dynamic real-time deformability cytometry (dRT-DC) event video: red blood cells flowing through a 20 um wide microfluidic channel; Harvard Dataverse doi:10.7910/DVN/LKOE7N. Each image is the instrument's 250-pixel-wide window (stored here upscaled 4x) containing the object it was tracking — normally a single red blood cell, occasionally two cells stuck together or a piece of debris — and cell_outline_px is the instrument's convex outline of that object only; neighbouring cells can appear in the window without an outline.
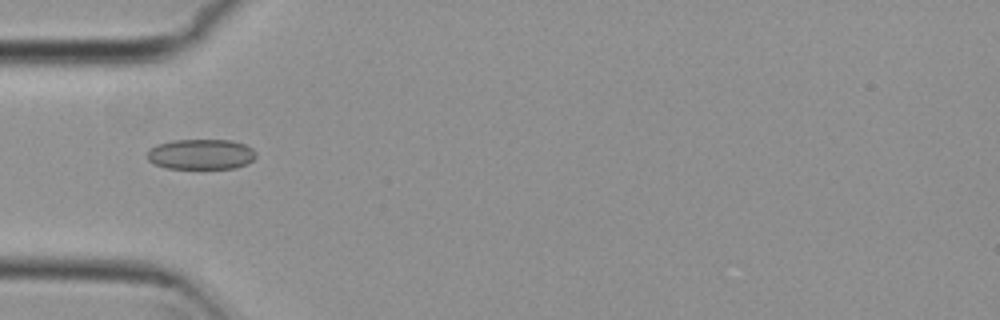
{"species": "common noctule bat (a hibernating species)", "species_latin": "Nyctalus noctula", "temperature_condition": "cold", "stored_images_in_passage": 4, "camera_frame_rate_fps": 3000, "um_per_image_px": 0.085, "animal": {"sex": "female", "body_mass_g": 29.2, "forearm_length_mm": 56.3}, "frame": {"image": 1, "passage_image": 3, "time_ms": 0.667, "image_size_px": [1000, 320], "cell_outline_px": [[256, 156], [248, 164], [236, 168], [164, 168], [148, 160], [148, 148], [156, 144], [172, 140], [232, 140], [244, 144], [252, 148], [256, 152]], "centroid_in_image_um": [17.09, 13.1], "position_along_channel_um": 67.9, "area_um2": 19.36}}
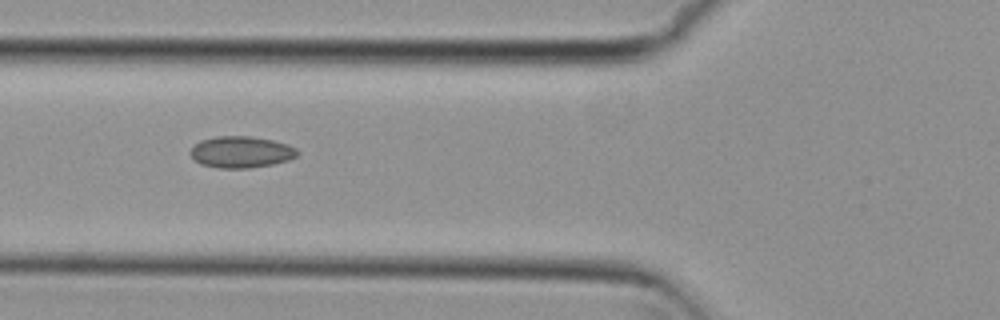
{"frame": {"image": 2, "passage_image": 4, "time_ms": 1.0, "image_size_px": [1000, 320], "cell_outline_px": [[300, 152], [296, 156], [288, 160], [272, 164], [248, 168], [216, 168], [200, 164], [188, 152], [200, 140], [216, 136], [252, 136], [272, 140], [288, 144], [296, 148]], "centroid_in_image_um": [20.49, 12.92], "position_along_channel_um": 105.3, "area_um2": 19.71}}